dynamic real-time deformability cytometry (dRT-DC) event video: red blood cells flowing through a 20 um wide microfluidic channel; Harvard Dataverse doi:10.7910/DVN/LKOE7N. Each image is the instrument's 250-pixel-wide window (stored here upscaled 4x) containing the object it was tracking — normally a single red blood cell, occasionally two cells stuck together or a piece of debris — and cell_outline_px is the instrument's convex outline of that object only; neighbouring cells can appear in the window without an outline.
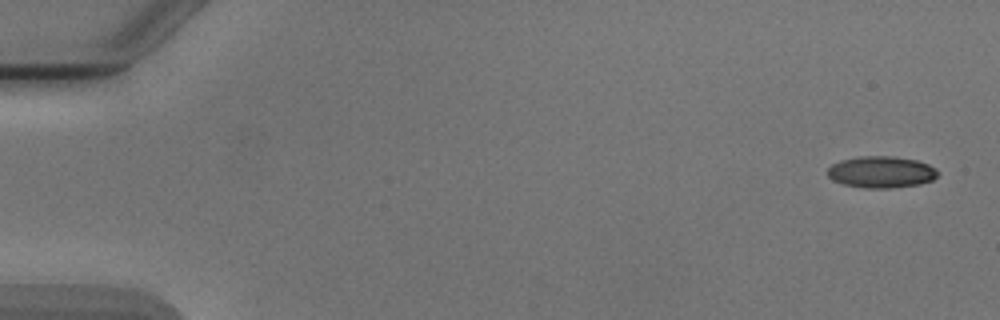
{"species": "Egyptian fruit bat (a non-hibernating species)", "species_latin": "Rousettus aegyptiacus", "temperature_condition": "cold", "stored_images_in_passage": 5, "camera_frame_rate_fps": 3000, "um_per_image_px": 0.085, "animal": {"sex": "male"}, "frame": {"image": 1, "passage_image": 1, "time_ms": 0.0, "image_size_px": [1000, 320], "cell_outline_px": [[936, 176], [932, 180], [920, 184], [892, 188], [864, 188], [844, 184], [832, 180], [828, 176], [828, 168], [832, 164], [840, 160], [860, 156], [892, 156], [916, 160], [928, 164], [936, 168]], "centroid_in_image_um": [74.88, 14.62], "position_along_channel_um": 10.1, "area_um2": 20.29}}
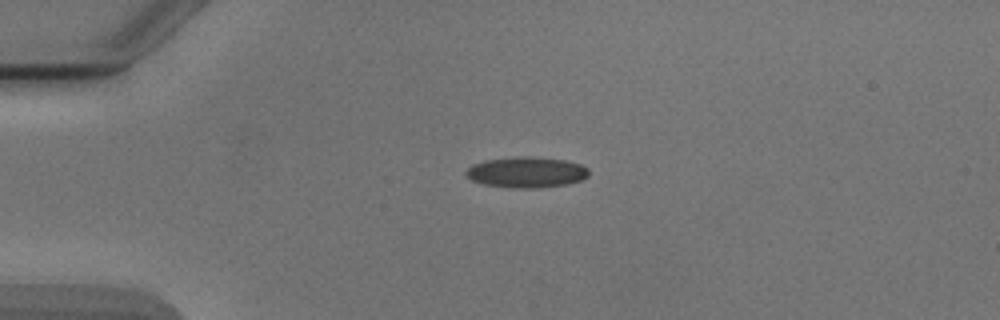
{"frame": {"image": 2, "passage_image": 4, "time_ms": 3.667, "image_size_px": [1000, 320], "cell_outline_px": [[588, 176], [580, 180], [568, 184], [536, 188], [516, 188], [484, 184], [472, 180], [464, 172], [472, 164], [484, 160], [516, 156], [532, 156], [564, 160], [580, 164], [588, 168]], "centroid_in_image_um": [44.74, 14.63], "position_along_channel_um": 40.3, "area_um2": 22.02}}